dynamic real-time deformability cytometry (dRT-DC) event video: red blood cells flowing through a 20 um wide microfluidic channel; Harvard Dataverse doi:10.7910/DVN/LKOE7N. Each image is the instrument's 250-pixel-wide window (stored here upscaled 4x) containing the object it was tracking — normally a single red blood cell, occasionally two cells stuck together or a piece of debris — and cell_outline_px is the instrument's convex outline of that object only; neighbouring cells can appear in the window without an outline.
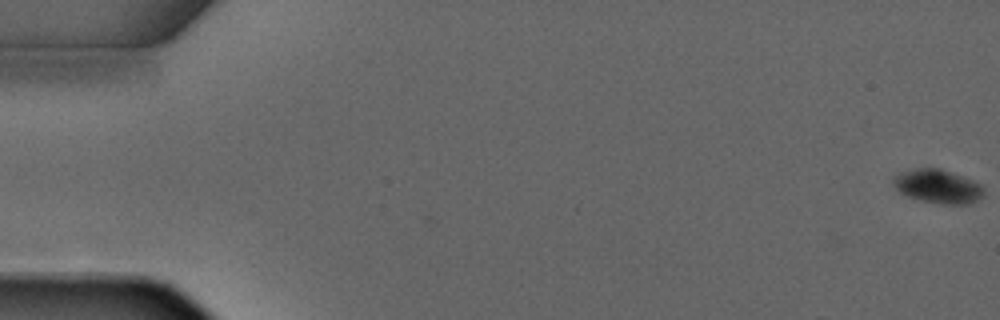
{"species": "common noctule bat (a hibernating species)", "species_latin": "Nyctalus noctula", "temperature_condition": "warm", "stored_images_in_passage": 3, "camera_frame_rate_fps": 3000, "um_per_image_px": 0.085, "animal": {"sex": "male", "forearm_length_mm": 52.5}, "frame": {"image": 1, "passage_image": 3, "time_ms": 2.333, "image_size_px": [1000, 320], "cell_outline_px": [[984, 196], [968, 204], [940, 204], [920, 200], [908, 196], [900, 192], [892, 184], [892, 180], [900, 172], [916, 168], [940, 168], [972, 180], [980, 184], [984, 188]], "centroid_in_image_um": [79.72, 15.84], "position_along_channel_um": 5.3, "area_um2": 17.74}}